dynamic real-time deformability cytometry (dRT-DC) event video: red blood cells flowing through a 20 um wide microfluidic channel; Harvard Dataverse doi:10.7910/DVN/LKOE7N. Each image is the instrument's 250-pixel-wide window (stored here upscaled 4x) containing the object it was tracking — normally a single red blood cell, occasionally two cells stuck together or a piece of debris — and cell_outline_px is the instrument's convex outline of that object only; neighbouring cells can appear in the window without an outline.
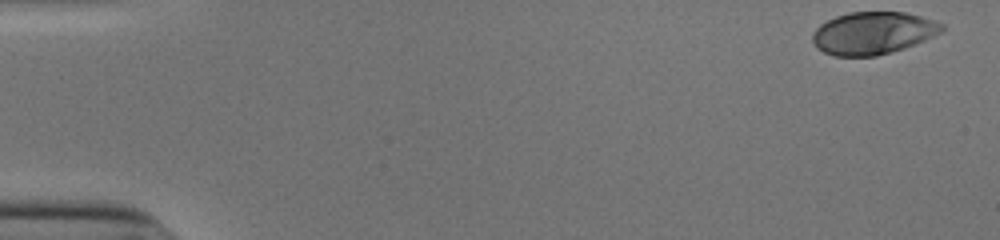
{"species": "human", "species_latin": "Homo sapiens", "temperature_condition": "cold", "stored_images_in_passage": 42, "camera_frame_rate_fps": 3000, "um_per_image_px": 0.085, "donor": {"sex": "male"}, "frame": {"image": 1, "passage_image": 1, "time_ms": 0.0, "image_size_px": [1000, 240], "cell_outline_px": [[944, 28], [940, 32], [924, 40], [904, 48], [892, 52], [876, 56], [836, 56], [824, 52], [816, 48], [812, 40], [812, 32], [820, 24], [836, 16], [848, 12], [904, 12], [920, 16], [944, 24]], "centroid_in_image_um": [74.16, 2.81], "position_along_channel_um": 10.8, "area_um2": 31.91}}
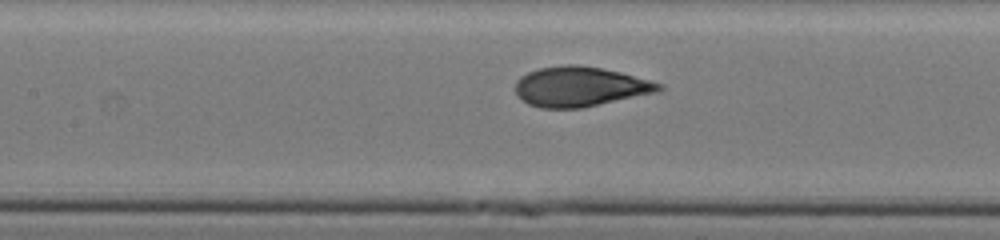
{"frame": {"image": 2, "passage_image": 24, "time_ms": 7.667, "image_size_px": [1000, 240], "cell_outline_px": [[664, 88], [660, 92], [580, 108], [540, 108], [528, 104], [516, 92], [516, 80], [520, 76], [528, 72], [540, 68], [564, 64], [576, 64], [604, 68], [620, 72], [664, 84]], "centroid_in_image_um": [49.34, 7.35], "position_along_channel_um": 158.1, "area_um2": 33.47}}
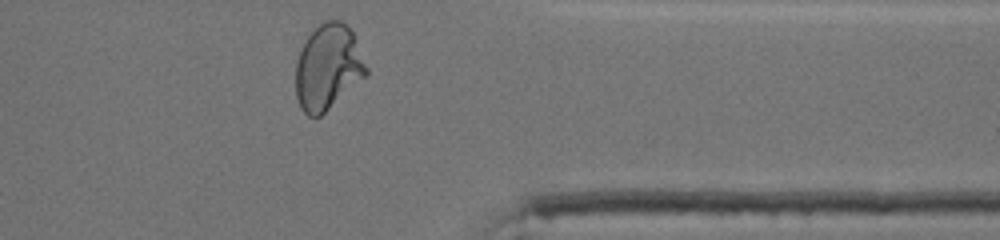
{"frame": {"image": 3, "passage_image": 42, "time_ms": 13.667, "image_size_px": [1000, 240], "cell_outline_px": [[368, 76], [320, 116], [308, 116], [300, 108], [296, 96], [296, 60], [308, 36], [324, 20], [340, 20], [352, 32], [368, 68]], "centroid_in_image_um": [27.89, 5.74], "position_along_channel_um": 383.5, "area_um2": 35.03}, "authors_computed_cell_mechanics": {"area_um2": 32.946, "velocity_mm_per_s": 3.9056, "shape_relaxation_time_tau1_ms": 8.4987, "shape_relaxation_time_tau2_ms": null, "deformation_change_tau1": 0.3013, "deformation_change_tau2": null}}